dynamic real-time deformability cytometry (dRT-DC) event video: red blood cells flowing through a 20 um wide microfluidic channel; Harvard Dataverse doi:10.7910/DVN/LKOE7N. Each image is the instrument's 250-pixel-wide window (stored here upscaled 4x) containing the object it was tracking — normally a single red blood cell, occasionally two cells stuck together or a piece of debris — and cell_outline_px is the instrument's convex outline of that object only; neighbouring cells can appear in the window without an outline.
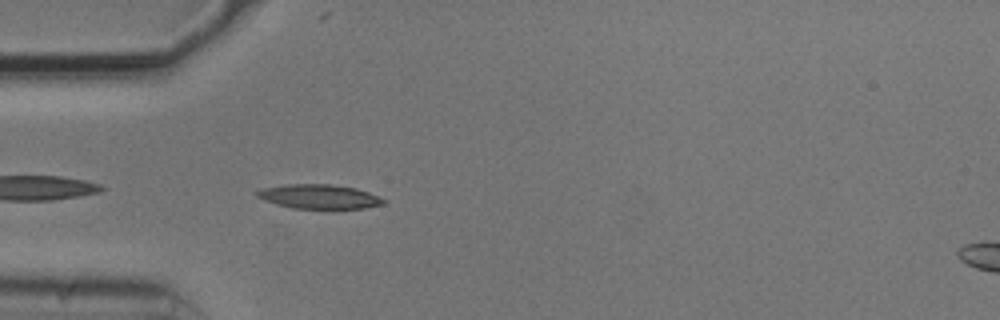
{"species": "common noctule bat (a hibernating species)", "species_latin": "Nyctalus noctula", "temperature_condition": "cold", "stored_images_in_passage": 40, "camera_frame_rate_fps": 3000, "um_per_image_px": 0.085, "animal": {"sex": "male", "body_mass_g": 20.5, "forearm_length_mm": 52.5}, "frame": {"image": 1, "passage_image": 2, "time_ms": 0.333, "image_size_px": [1000, 320], "cell_outline_px": [[388, 200], [384, 204], [364, 208], [292, 208], [276, 204], [256, 196], [252, 192], [260, 188], [288, 184], [328, 184], [356, 188], [368, 192]], "centroid_in_image_um": [27.1, 16.7], "position_along_channel_um": 57.9, "area_um2": 17.92}}
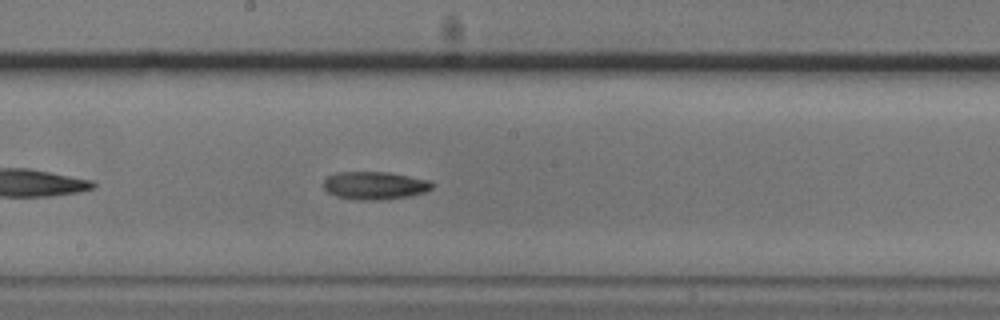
{"frame": {"image": 2, "passage_image": 15, "time_ms": 4.667, "image_size_px": [1000, 320], "cell_outline_px": [[436, 184], [432, 188], [424, 192], [408, 196], [380, 200], [360, 200], [336, 196], [328, 192], [324, 188], [324, 180], [328, 176], [336, 172], [388, 172], [428, 180]], "centroid_in_image_um": [31.85, 15.76], "position_along_channel_um": 216.4, "area_um2": 17.57}}
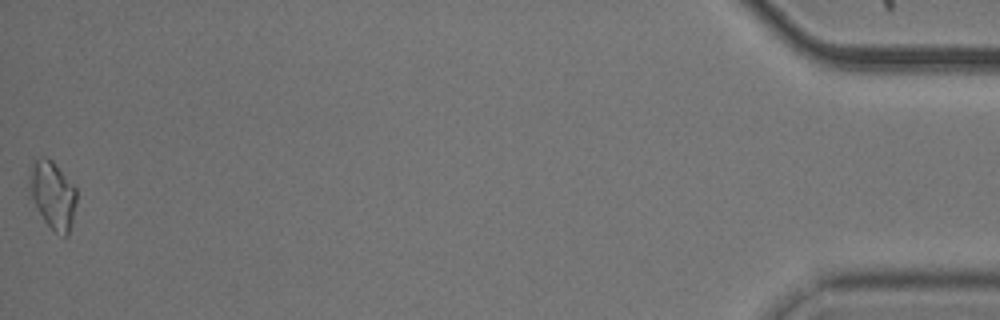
{"frame": {"image": 3, "passage_image": 40, "time_ms": 13.0, "image_size_px": [1000, 320], "cell_outline_px": [[76, 204], [68, 236], [64, 236], [56, 232], [44, 220], [32, 196], [28, 180], [32, 160], [40, 156], [44, 156], [52, 160], [76, 188]], "centroid_in_image_um": [4.48, 16.51], "position_along_channel_um": 430.7, "area_um2": 18.26}, "authors_computed_cell_mechanics": {"area_um2": 17.0221, "velocity_mm_per_s": 3.7309, "shape_relaxation_time_tau1_ms": 5.1824, "shape_relaxation_time_tau2_ms": null, "deformation_change_tau1": 0.1208, "deformation_change_tau2": null}}